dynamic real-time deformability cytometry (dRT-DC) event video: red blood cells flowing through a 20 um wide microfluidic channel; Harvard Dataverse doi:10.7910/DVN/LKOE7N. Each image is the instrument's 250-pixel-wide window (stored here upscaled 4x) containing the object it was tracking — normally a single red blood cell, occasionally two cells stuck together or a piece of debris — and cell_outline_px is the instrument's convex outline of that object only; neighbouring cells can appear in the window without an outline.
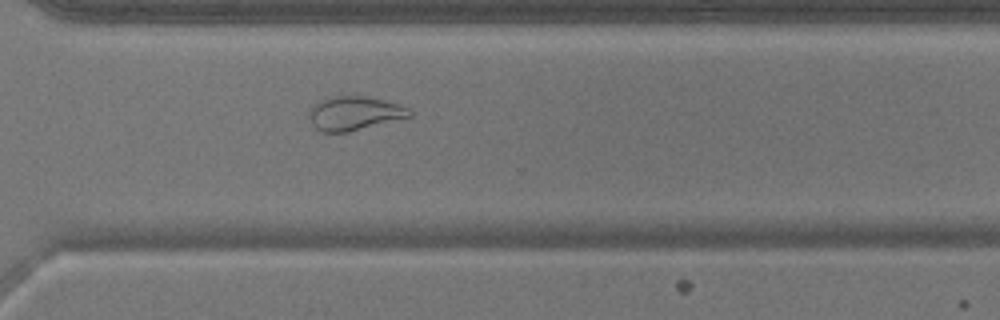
{"species": "common noctule bat (a hibernating species)", "species_latin": "Nyctalus noctula", "temperature_condition": "warm", "stored_images_in_passage": 50, "camera_frame_rate_fps": 3000, "um_per_image_px": 0.085, "animal": {"sex": "male", "body_mass_g": 17.9}, "frame": {"image": 1, "passage_image": 37, "time_ms": 12.0, "image_size_px": [1000, 320], "cell_outline_px": [[412, 116], [348, 132], [324, 132], [316, 128], [312, 124], [308, 116], [308, 108], [312, 104], [320, 100], [336, 96], [364, 96], [384, 100], [408, 108], [412, 112]], "centroid_in_image_um": [30.07, 9.63], "position_along_channel_um": 340.5, "area_um2": 19.77}}
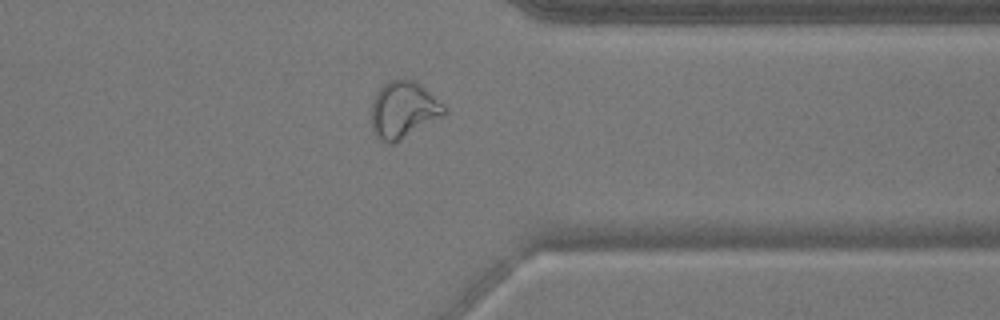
{"frame": {"image": 2, "passage_image": 40, "time_ms": 13.0, "image_size_px": [1000, 320], "cell_outline_px": [[448, 112], [444, 116], [400, 140], [392, 144], [388, 144], [380, 140], [372, 132], [372, 100], [376, 92], [388, 80], [416, 80], [444, 104], [448, 108]], "centroid_in_image_um": [34.31, 9.34], "position_along_channel_um": 377.1, "area_um2": 24.33}}